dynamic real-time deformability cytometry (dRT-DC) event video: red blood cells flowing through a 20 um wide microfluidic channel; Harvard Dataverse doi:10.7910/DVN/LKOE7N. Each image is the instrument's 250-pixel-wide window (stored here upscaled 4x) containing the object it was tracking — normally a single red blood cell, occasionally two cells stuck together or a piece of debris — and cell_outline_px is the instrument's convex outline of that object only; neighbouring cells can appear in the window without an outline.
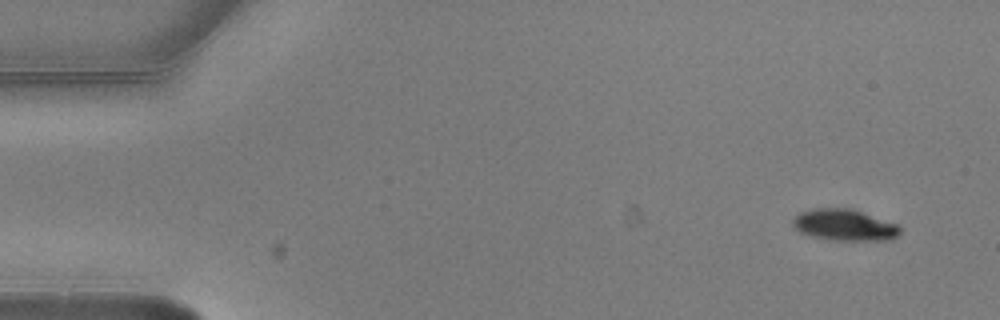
{"species": "common noctule bat (a hibernating species)", "species_latin": "Nyctalus noctula", "temperature_condition": "warm", "stored_images_in_passage": 5, "camera_frame_rate_fps": 3000, "um_per_image_px": 0.085, "animal": {"sex": "male", "body_mass_g": 20.5, "forearm_length_mm": 52.5}, "frame": {"image": 1, "passage_image": 1, "time_ms": 0.0, "image_size_px": [1000, 320], "cell_outline_px": [[900, 236], [892, 240], [832, 240], [812, 236], [800, 232], [792, 224], [792, 220], [800, 212], [812, 208], [848, 208], [896, 224], [900, 228]], "centroid_in_image_um": [71.77, 19.14], "position_along_channel_um": 13.2, "area_um2": 19.42}}
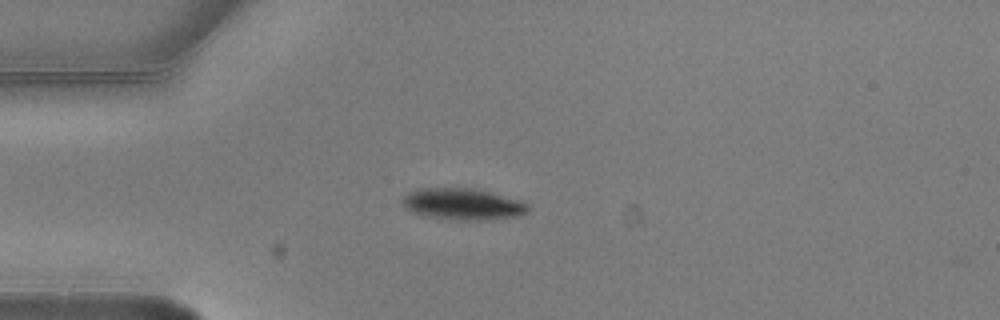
{"frame": {"image": 2, "passage_image": 4, "time_ms": 1.0, "image_size_px": [1000, 320], "cell_outline_px": [[528, 212], [520, 216], [492, 220], [460, 220], [432, 216], [416, 212], [404, 208], [400, 200], [408, 192], [420, 188], [476, 188], [520, 200], [528, 204]], "centroid_in_image_um": [39.38, 17.34], "position_along_channel_um": 45.6, "area_um2": 23.06}}
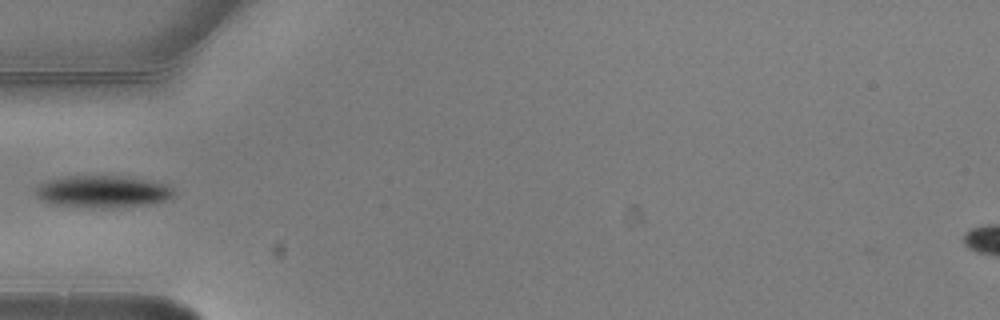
{"frame": {"image": 3, "passage_image": 5, "time_ms": 1.333, "image_size_px": [1000, 320], "cell_outline_px": [[176, 192], [172, 196], [164, 200], [148, 204], [112, 208], [92, 208], [56, 204], [40, 200], [36, 192], [36, 188], [44, 180], [64, 176], [124, 176], [168, 184]], "centroid_in_image_um": [8.72, 16.28], "position_along_channel_um": 76.3, "area_um2": 25.89}}